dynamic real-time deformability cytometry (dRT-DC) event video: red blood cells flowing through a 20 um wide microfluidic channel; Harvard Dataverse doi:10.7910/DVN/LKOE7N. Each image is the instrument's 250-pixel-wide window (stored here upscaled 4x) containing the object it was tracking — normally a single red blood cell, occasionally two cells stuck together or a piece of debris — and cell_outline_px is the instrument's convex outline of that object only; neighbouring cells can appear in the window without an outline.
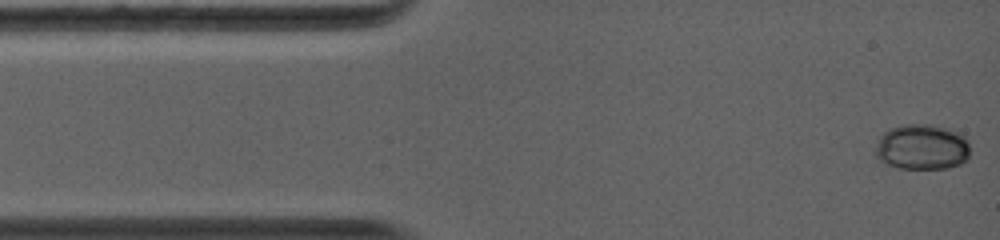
{"species": "common noctule bat (a hibernating species)", "species_latin": "Nyctalus noctula", "temperature_condition": "warm", "stored_images_in_passage": 53, "camera_frame_rate_fps": 5000, "um_per_image_px": 0.085, "animal": {"sex": "female", "body_mass_g": 19.0, "forearm_length_mm": 56.7}, "frame": {"image": 1, "passage_image": 1, "time_ms": 0.0, "image_size_px": [1000, 240], "cell_outline_px": [[968, 156], [960, 164], [948, 168], [900, 168], [888, 164], [880, 160], [876, 156], [876, 144], [880, 136], [888, 128], [904, 124], [928, 124], [952, 128], [964, 136], [968, 144]], "centroid_in_image_um": [78.36, 12.47], "position_along_channel_um": 6.6, "area_um2": 25.14}}
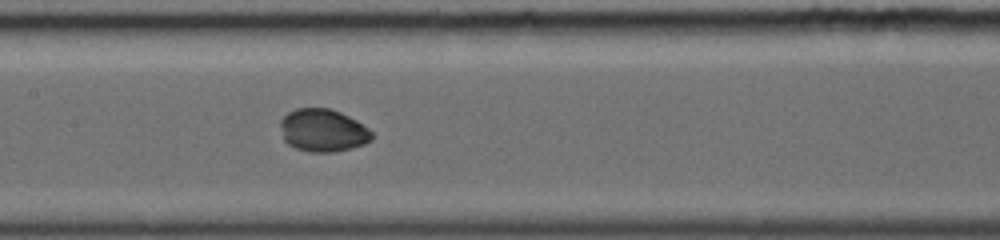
{"frame": {"image": 2, "passage_image": 38, "time_ms": 5.8, "image_size_px": [1000, 240], "cell_outline_px": [[372, 140], [364, 144], [352, 148], [336, 152], [308, 152], [296, 148], [288, 144], [284, 140], [280, 124], [280, 120], [288, 112], [296, 108], [332, 108], [356, 120], [368, 128], [372, 132]], "centroid_in_image_um": [27.45, 11.08], "position_along_channel_um": 180.0, "area_um2": 22.89}}
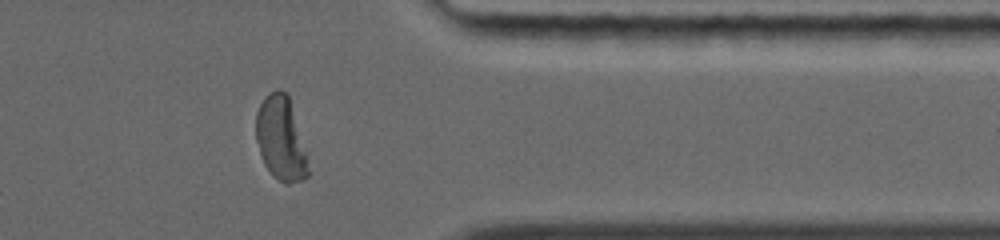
{"frame": {"image": 3, "passage_image": 53, "time_ms": 10.8, "image_size_px": [1000, 240], "cell_outline_px": [[308, 176], [304, 180], [288, 184], [272, 176], [264, 164], [256, 140], [256, 112], [260, 104], [276, 88], [284, 92], [288, 96], [304, 152], [308, 168]], "centroid_in_image_um": [23.83, 11.83], "position_along_channel_um": 387.6, "area_um2": 24.51}, "authors_computed_cell_mechanics": {"area_um2": 23.8136, "velocity_mm_per_s": 4.3091, "shape_relaxation_time_tau1_ms": 3.2177, "shape_relaxation_time_tau2_ms": null, "deformation_change_tau1": 0.0856, "deformation_change_tau2": null}}